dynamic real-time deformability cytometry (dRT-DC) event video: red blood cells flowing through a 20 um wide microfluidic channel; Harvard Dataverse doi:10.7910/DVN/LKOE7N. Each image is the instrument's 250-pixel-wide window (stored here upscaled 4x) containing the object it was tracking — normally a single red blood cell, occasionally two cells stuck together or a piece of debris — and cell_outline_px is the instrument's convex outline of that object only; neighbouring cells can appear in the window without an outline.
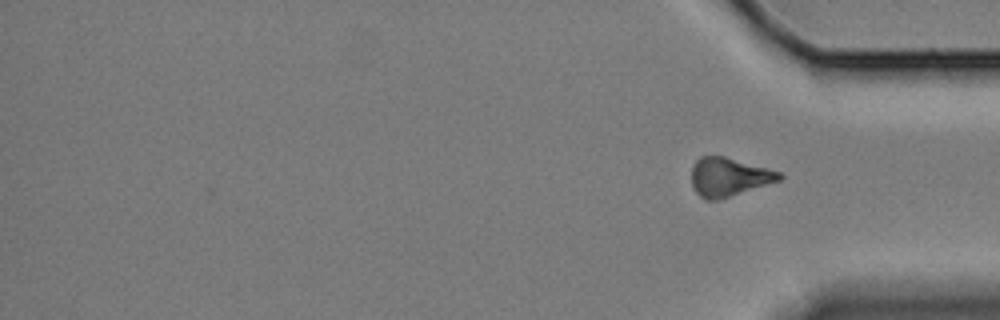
{"species": "Egyptian fruit bat (a non-hibernating species)", "species_latin": "Rousettus aegyptiacus", "temperature_condition": "cold", "stored_images_in_passage": 16, "segment_of_instrument_passage": [2, 2], "camera_frame_rate_fps": 3000, "um_per_image_px": 0.085, "animal": {"sex": "female"}, "frame": {"image": 1, "passage_image": 16, "time_ms": 20.0, "image_size_px": [1000, 320], "cell_outline_px": [[784, 176], [780, 180], [716, 200], [704, 200], [692, 188], [692, 164], [700, 156], [724, 156], [768, 168], [780, 172]], "centroid_in_image_um": [61.91, 15.03], "position_along_channel_um": 373.3, "area_um2": 19.59}}